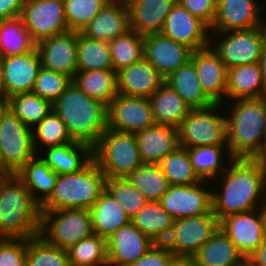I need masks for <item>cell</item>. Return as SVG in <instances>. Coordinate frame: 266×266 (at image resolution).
I'll list each match as a JSON object with an SVG mask.
<instances>
[{"instance_id":"6da1fadb","label":"cell","mask_w":266,"mask_h":266,"mask_svg":"<svg viewBox=\"0 0 266 266\" xmlns=\"http://www.w3.org/2000/svg\"><path fill=\"white\" fill-rule=\"evenodd\" d=\"M214 181L221 184L211 190L212 212L219 221L254 210L266 199V167L262 159L234 158Z\"/></svg>"},{"instance_id":"7a4b0ae2","label":"cell","mask_w":266,"mask_h":266,"mask_svg":"<svg viewBox=\"0 0 266 266\" xmlns=\"http://www.w3.org/2000/svg\"><path fill=\"white\" fill-rule=\"evenodd\" d=\"M229 102L225 119L231 156L261 159L266 153V97Z\"/></svg>"},{"instance_id":"3957f363","label":"cell","mask_w":266,"mask_h":266,"mask_svg":"<svg viewBox=\"0 0 266 266\" xmlns=\"http://www.w3.org/2000/svg\"><path fill=\"white\" fill-rule=\"evenodd\" d=\"M74 141L94 147L107 130V105L86 95L72 81L52 104Z\"/></svg>"},{"instance_id":"277c9868","label":"cell","mask_w":266,"mask_h":266,"mask_svg":"<svg viewBox=\"0 0 266 266\" xmlns=\"http://www.w3.org/2000/svg\"><path fill=\"white\" fill-rule=\"evenodd\" d=\"M41 206L14 174H0V238L40 235Z\"/></svg>"},{"instance_id":"5b68a950","label":"cell","mask_w":266,"mask_h":266,"mask_svg":"<svg viewBox=\"0 0 266 266\" xmlns=\"http://www.w3.org/2000/svg\"><path fill=\"white\" fill-rule=\"evenodd\" d=\"M105 180L94 159L80 171L58 175L54 191L41 211L90 209L105 190Z\"/></svg>"},{"instance_id":"8992f818","label":"cell","mask_w":266,"mask_h":266,"mask_svg":"<svg viewBox=\"0 0 266 266\" xmlns=\"http://www.w3.org/2000/svg\"><path fill=\"white\" fill-rule=\"evenodd\" d=\"M93 159L106 178H127L143 164L134 133L108 128L93 147Z\"/></svg>"},{"instance_id":"52a82bcc","label":"cell","mask_w":266,"mask_h":266,"mask_svg":"<svg viewBox=\"0 0 266 266\" xmlns=\"http://www.w3.org/2000/svg\"><path fill=\"white\" fill-rule=\"evenodd\" d=\"M222 106L225 105L215 103L208 108L191 109L177 128L179 146L187 149L200 146H227L226 113Z\"/></svg>"},{"instance_id":"ba28073f","label":"cell","mask_w":266,"mask_h":266,"mask_svg":"<svg viewBox=\"0 0 266 266\" xmlns=\"http://www.w3.org/2000/svg\"><path fill=\"white\" fill-rule=\"evenodd\" d=\"M40 235L51 245L68 250L93 234L90 209L41 211Z\"/></svg>"},{"instance_id":"9c48e42d","label":"cell","mask_w":266,"mask_h":266,"mask_svg":"<svg viewBox=\"0 0 266 266\" xmlns=\"http://www.w3.org/2000/svg\"><path fill=\"white\" fill-rule=\"evenodd\" d=\"M266 41V23L248 30L210 33V45L226 67L259 63Z\"/></svg>"},{"instance_id":"30bf717a","label":"cell","mask_w":266,"mask_h":266,"mask_svg":"<svg viewBox=\"0 0 266 266\" xmlns=\"http://www.w3.org/2000/svg\"><path fill=\"white\" fill-rule=\"evenodd\" d=\"M36 155L32 129L9 109L0 121V174H15Z\"/></svg>"},{"instance_id":"8fae6325","label":"cell","mask_w":266,"mask_h":266,"mask_svg":"<svg viewBox=\"0 0 266 266\" xmlns=\"http://www.w3.org/2000/svg\"><path fill=\"white\" fill-rule=\"evenodd\" d=\"M220 228L212 212L174 220L171 233L164 242L174 256L193 257Z\"/></svg>"},{"instance_id":"7c38bea8","label":"cell","mask_w":266,"mask_h":266,"mask_svg":"<svg viewBox=\"0 0 266 266\" xmlns=\"http://www.w3.org/2000/svg\"><path fill=\"white\" fill-rule=\"evenodd\" d=\"M20 17L36 43L69 31L64 0H26Z\"/></svg>"},{"instance_id":"4fadbf2b","label":"cell","mask_w":266,"mask_h":266,"mask_svg":"<svg viewBox=\"0 0 266 266\" xmlns=\"http://www.w3.org/2000/svg\"><path fill=\"white\" fill-rule=\"evenodd\" d=\"M155 124L149 98L117 94L107 105V128L136 133Z\"/></svg>"},{"instance_id":"5bb4252c","label":"cell","mask_w":266,"mask_h":266,"mask_svg":"<svg viewBox=\"0 0 266 266\" xmlns=\"http://www.w3.org/2000/svg\"><path fill=\"white\" fill-rule=\"evenodd\" d=\"M208 183L202 180L192 185H170L159 202L174 220L208 214L212 210Z\"/></svg>"},{"instance_id":"9a60e30c","label":"cell","mask_w":266,"mask_h":266,"mask_svg":"<svg viewBox=\"0 0 266 266\" xmlns=\"http://www.w3.org/2000/svg\"><path fill=\"white\" fill-rule=\"evenodd\" d=\"M258 1L217 0L216 15L209 32L248 30L264 25L265 6H259Z\"/></svg>"},{"instance_id":"2e32d148","label":"cell","mask_w":266,"mask_h":266,"mask_svg":"<svg viewBox=\"0 0 266 266\" xmlns=\"http://www.w3.org/2000/svg\"><path fill=\"white\" fill-rule=\"evenodd\" d=\"M160 33L187 46L192 51L210 45L209 27L178 1L168 13Z\"/></svg>"},{"instance_id":"e0dca14e","label":"cell","mask_w":266,"mask_h":266,"mask_svg":"<svg viewBox=\"0 0 266 266\" xmlns=\"http://www.w3.org/2000/svg\"><path fill=\"white\" fill-rule=\"evenodd\" d=\"M190 60L194 63L199 82L205 93L215 103L224 104L226 102L228 68L218 53L209 45L192 51Z\"/></svg>"},{"instance_id":"ac0fdd59","label":"cell","mask_w":266,"mask_h":266,"mask_svg":"<svg viewBox=\"0 0 266 266\" xmlns=\"http://www.w3.org/2000/svg\"><path fill=\"white\" fill-rule=\"evenodd\" d=\"M41 65L72 79L77 71V32L67 31L36 43Z\"/></svg>"},{"instance_id":"d6986e66","label":"cell","mask_w":266,"mask_h":266,"mask_svg":"<svg viewBox=\"0 0 266 266\" xmlns=\"http://www.w3.org/2000/svg\"><path fill=\"white\" fill-rule=\"evenodd\" d=\"M154 243L129 222L106 239L108 266H129L141 258Z\"/></svg>"},{"instance_id":"ffe728a7","label":"cell","mask_w":266,"mask_h":266,"mask_svg":"<svg viewBox=\"0 0 266 266\" xmlns=\"http://www.w3.org/2000/svg\"><path fill=\"white\" fill-rule=\"evenodd\" d=\"M220 229L247 259L265 238L258 208L220 220Z\"/></svg>"},{"instance_id":"44dd1931","label":"cell","mask_w":266,"mask_h":266,"mask_svg":"<svg viewBox=\"0 0 266 266\" xmlns=\"http://www.w3.org/2000/svg\"><path fill=\"white\" fill-rule=\"evenodd\" d=\"M192 50L162 33L144 36V58L166 79L180 66L186 64Z\"/></svg>"},{"instance_id":"7402d4cb","label":"cell","mask_w":266,"mask_h":266,"mask_svg":"<svg viewBox=\"0 0 266 266\" xmlns=\"http://www.w3.org/2000/svg\"><path fill=\"white\" fill-rule=\"evenodd\" d=\"M6 96L32 92L41 65L37 48L15 56L0 58Z\"/></svg>"},{"instance_id":"603a6c76","label":"cell","mask_w":266,"mask_h":266,"mask_svg":"<svg viewBox=\"0 0 266 266\" xmlns=\"http://www.w3.org/2000/svg\"><path fill=\"white\" fill-rule=\"evenodd\" d=\"M130 30L129 10L125 0L109 1L82 29L86 37L111 42Z\"/></svg>"},{"instance_id":"cb8c5ba5","label":"cell","mask_w":266,"mask_h":266,"mask_svg":"<svg viewBox=\"0 0 266 266\" xmlns=\"http://www.w3.org/2000/svg\"><path fill=\"white\" fill-rule=\"evenodd\" d=\"M119 94L149 98L165 78L145 58L116 72Z\"/></svg>"},{"instance_id":"d4e9b609","label":"cell","mask_w":266,"mask_h":266,"mask_svg":"<svg viewBox=\"0 0 266 266\" xmlns=\"http://www.w3.org/2000/svg\"><path fill=\"white\" fill-rule=\"evenodd\" d=\"M143 164H159L168 154L179 147L176 127L154 124L134 133Z\"/></svg>"},{"instance_id":"484cf974","label":"cell","mask_w":266,"mask_h":266,"mask_svg":"<svg viewBox=\"0 0 266 266\" xmlns=\"http://www.w3.org/2000/svg\"><path fill=\"white\" fill-rule=\"evenodd\" d=\"M130 30L140 35L160 33L165 19L177 0H125Z\"/></svg>"},{"instance_id":"4316f807","label":"cell","mask_w":266,"mask_h":266,"mask_svg":"<svg viewBox=\"0 0 266 266\" xmlns=\"http://www.w3.org/2000/svg\"><path fill=\"white\" fill-rule=\"evenodd\" d=\"M39 157L58 175L82 170L93 160V147L82 142H71L42 150Z\"/></svg>"},{"instance_id":"83f0119b","label":"cell","mask_w":266,"mask_h":266,"mask_svg":"<svg viewBox=\"0 0 266 266\" xmlns=\"http://www.w3.org/2000/svg\"><path fill=\"white\" fill-rule=\"evenodd\" d=\"M263 97H266V88L260 63L237 65L228 69L226 103Z\"/></svg>"},{"instance_id":"f1b7e54d","label":"cell","mask_w":266,"mask_h":266,"mask_svg":"<svg viewBox=\"0 0 266 266\" xmlns=\"http://www.w3.org/2000/svg\"><path fill=\"white\" fill-rule=\"evenodd\" d=\"M42 206L52 195L58 174L36 155L14 174Z\"/></svg>"},{"instance_id":"f546056e","label":"cell","mask_w":266,"mask_h":266,"mask_svg":"<svg viewBox=\"0 0 266 266\" xmlns=\"http://www.w3.org/2000/svg\"><path fill=\"white\" fill-rule=\"evenodd\" d=\"M165 82L191 109H204L215 104L202 89L194 63L191 60L171 73Z\"/></svg>"},{"instance_id":"4dcf8cb0","label":"cell","mask_w":266,"mask_h":266,"mask_svg":"<svg viewBox=\"0 0 266 266\" xmlns=\"http://www.w3.org/2000/svg\"><path fill=\"white\" fill-rule=\"evenodd\" d=\"M93 233L107 239L120 227L131 222L121 205L104 190L90 208Z\"/></svg>"},{"instance_id":"1f68e13d","label":"cell","mask_w":266,"mask_h":266,"mask_svg":"<svg viewBox=\"0 0 266 266\" xmlns=\"http://www.w3.org/2000/svg\"><path fill=\"white\" fill-rule=\"evenodd\" d=\"M199 266H245L246 259L219 228L193 256Z\"/></svg>"},{"instance_id":"d6a6232c","label":"cell","mask_w":266,"mask_h":266,"mask_svg":"<svg viewBox=\"0 0 266 266\" xmlns=\"http://www.w3.org/2000/svg\"><path fill=\"white\" fill-rule=\"evenodd\" d=\"M149 100L155 124L178 128L191 110L166 82L149 97Z\"/></svg>"},{"instance_id":"836d02e7","label":"cell","mask_w":266,"mask_h":266,"mask_svg":"<svg viewBox=\"0 0 266 266\" xmlns=\"http://www.w3.org/2000/svg\"><path fill=\"white\" fill-rule=\"evenodd\" d=\"M131 222L155 243H164L171 233L174 218L159 201H148Z\"/></svg>"},{"instance_id":"e575fe53","label":"cell","mask_w":266,"mask_h":266,"mask_svg":"<svg viewBox=\"0 0 266 266\" xmlns=\"http://www.w3.org/2000/svg\"><path fill=\"white\" fill-rule=\"evenodd\" d=\"M188 155L193 170L198 177L201 180L209 182H212V180L225 171L228 166V164L225 165V163L231 162L234 159L227 146H200L188 148Z\"/></svg>"},{"instance_id":"d590c367","label":"cell","mask_w":266,"mask_h":266,"mask_svg":"<svg viewBox=\"0 0 266 266\" xmlns=\"http://www.w3.org/2000/svg\"><path fill=\"white\" fill-rule=\"evenodd\" d=\"M72 81L86 95L106 105L118 94L116 72L113 69L76 71Z\"/></svg>"},{"instance_id":"8d00e7d4","label":"cell","mask_w":266,"mask_h":266,"mask_svg":"<svg viewBox=\"0 0 266 266\" xmlns=\"http://www.w3.org/2000/svg\"><path fill=\"white\" fill-rule=\"evenodd\" d=\"M35 48L36 42L20 16L0 20V58L28 53Z\"/></svg>"},{"instance_id":"74e56055","label":"cell","mask_w":266,"mask_h":266,"mask_svg":"<svg viewBox=\"0 0 266 266\" xmlns=\"http://www.w3.org/2000/svg\"><path fill=\"white\" fill-rule=\"evenodd\" d=\"M77 71L113 69L109 42L77 32Z\"/></svg>"},{"instance_id":"f35d334b","label":"cell","mask_w":266,"mask_h":266,"mask_svg":"<svg viewBox=\"0 0 266 266\" xmlns=\"http://www.w3.org/2000/svg\"><path fill=\"white\" fill-rule=\"evenodd\" d=\"M110 54L113 70L120 71L144 58V36L129 30L111 42Z\"/></svg>"},{"instance_id":"ab89813d","label":"cell","mask_w":266,"mask_h":266,"mask_svg":"<svg viewBox=\"0 0 266 266\" xmlns=\"http://www.w3.org/2000/svg\"><path fill=\"white\" fill-rule=\"evenodd\" d=\"M9 109L33 129L52 110V104L33 92H26L10 96Z\"/></svg>"},{"instance_id":"60d3db41","label":"cell","mask_w":266,"mask_h":266,"mask_svg":"<svg viewBox=\"0 0 266 266\" xmlns=\"http://www.w3.org/2000/svg\"><path fill=\"white\" fill-rule=\"evenodd\" d=\"M32 135L33 146L37 155L48 147L74 142L65 123L53 109L32 129Z\"/></svg>"},{"instance_id":"b9f144b4","label":"cell","mask_w":266,"mask_h":266,"mask_svg":"<svg viewBox=\"0 0 266 266\" xmlns=\"http://www.w3.org/2000/svg\"><path fill=\"white\" fill-rule=\"evenodd\" d=\"M67 255L71 266H108L106 239L94 233L71 246Z\"/></svg>"},{"instance_id":"7bdbcfd3","label":"cell","mask_w":266,"mask_h":266,"mask_svg":"<svg viewBox=\"0 0 266 266\" xmlns=\"http://www.w3.org/2000/svg\"><path fill=\"white\" fill-rule=\"evenodd\" d=\"M126 179H128L148 201H160L161 197L170 186L160 166L157 164H142Z\"/></svg>"},{"instance_id":"ee69618b","label":"cell","mask_w":266,"mask_h":266,"mask_svg":"<svg viewBox=\"0 0 266 266\" xmlns=\"http://www.w3.org/2000/svg\"><path fill=\"white\" fill-rule=\"evenodd\" d=\"M158 165L169 185H192L202 181L193 170L187 148L177 147Z\"/></svg>"},{"instance_id":"f6af8a7d","label":"cell","mask_w":266,"mask_h":266,"mask_svg":"<svg viewBox=\"0 0 266 266\" xmlns=\"http://www.w3.org/2000/svg\"><path fill=\"white\" fill-rule=\"evenodd\" d=\"M26 266H71L67 250L49 244L41 235L27 239Z\"/></svg>"},{"instance_id":"bcb514c9","label":"cell","mask_w":266,"mask_h":266,"mask_svg":"<svg viewBox=\"0 0 266 266\" xmlns=\"http://www.w3.org/2000/svg\"><path fill=\"white\" fill-rule=\"evenodd\" d=\"M105 190L121 205L132 218L147 202L126 178H106Z\"/></svg>"},{"instance_id":"7dc6e473","label":"cell","mask_w":266,"mask_h":266,"mask_svg":"<svg viewBox=\"0 0 266 266\" xmlns=\"http://www.w3.org/2000/svg\"><path fill=\"white\" fill-rule=\"evenodd\" d=\"M109 1L111 0H64L68 29L81 32Z\"/></svg>"},{"instance_id":"c3c4849f","label":"cell","mask_w":266,"mask_h":266,"mask_svg":"<svg viewBox=\"0 0 266 266\" xmlns=\"http://www.w3.org/2000/svg\"><path fill=\"white\" fill-rule=\"evenodd\" d=\"M71 82L70 76L41 67L32 92L53 104Z\"/></svg>"},{"instance_id":"681fc988","label":"cell","mask_w":266,"mask_h":266,"mask_svg":"<svg viewBox=\"0 0 266 266\" xmlns=\"http://www.w3.org/2000/svg\"><path fill=\"white\" fill-rule=\"evenodd\" d=\"M27 238H0V266H26Z\"/></svg>"},{"instance_id":"f907efd6","label":"cell","mask_w":266,"mask_h":266,"mask_svg":"<svg viewBox=\"0 0 266 266\" xmlns=\"http://www.w3.org/2000/svg\"><path fill=\"white\" fill-rule=\"evenodd\" d=\"M173 257L164 243H154L141 258L129 266H169Z\"/></svg>"},{"instance_id":"816d5d0a","label":"cell","mask_w":266,"mask_h":266,"mask_svg":"<svg viewBox=\"0 0 266 266\" xmlns=\"http://www.w3.org/2000/svg\"><path fill=\"white\" fill-rule=\"evenodd\" d=\"M193 16L203 21L209 28L211 27L215 15L217 0H177Z\"/></svg>"},{"instance_id":"f5cc1de1","label":"cell","mask_w":266,"mask_h":266,"mask_svg":"<svg viewBox=\"0 0 266 266\" xmlns=\"http://www.w3.org/2000/svg\"><path fill=\"white\" fill-rule=\"evenodd\" d=\"M26 0H0V20L19 17Z\"/></svg>"},{"instance_id":"db71d44e","label":"cell","mask_w":266,"mask_h":266,"mask_svg":"<svg viewBox=\"0 0 266 266\" xmlns=\"http://www.w3.org/2000/svg\"><path fill=\"white\" fill-rule=\"evenodd\" d=\"M247 266H266V237L260 246L246 259Z\"/></svg>"},{"instance_id":"11a10c76","label":"cell","mask_w":266,"mask_h":266,"mask_svg":"<svg viewBox=\"0 0 266 266\" xmlns=\"http://www.w3.org/2000/svg\"><path fill=\"white\" fill-rule=\"evenodd\" d=\"M169 266H199L194 257L174 256Z\"/></svg>"},{"instance_id":"9f6ffc18","label":"cell","mask_w":266,"mask_h":266,"mask_svg":"<svg viewBox=\"0 0 266 266\" xmlns=\"http://www.w3.org/2000/svg\"><path fill=\"white\" fill-rule=\"evenodd\" d=\"M260 66H261V71H262V75H263V81L265 84V88H266V41L263 45V49H262V54L260 57Z\"/></svg>"},{"instance_id":"6f0895ef","label":"cell","mask_w":266,"mask_h":266,"mask_svg":"<svg viewBox=\"0 0 266 266\" xmlns=\"http://www.w3.org/2000/svg\"><path fill=\"white\" fill-rule=\"evenodd\" d=\"M9 110V97L0 96V121Z\"/></svg>"},{"instance_id":"680465c9","label":"cell","mask_w":266,"mask_h":266,"mask_svg":"<svg viewBox=\"0 0 266 266\" xmlns=\"http://www.w3.org/2000/svg\"><path fill=\"white\" fill-rule=\"evenodd\" d=\"M258 212H259L261 220H262L263 232H264V235L266 237V199L259 206Z\"/></svg>"},{"instance_id":"91938a15","label":"cell","mask_w":266,"mask_h":266,"mask_svg":"<svg viewBox=\"0 0 266 266\" xmlns=\"http://www.w3.org/2000/svg\"><path fill=\"white\" fill-rule=\"evenodd\" d=\"M0 96H6V88L3 80V70L0 62Z\"/></svg>"},{"instance_id":"94428289","label":"cell","mask_w":266,"mask_h":266,"mask_svg":"<svg viewBox=\"0 0 266 266\" xmlns=\"http://www.w3.org/2000/svg\"><path fill=\"white\" fill-rule=\"evenodd\" d=\"M263 163L265 164V167H266V153L263 155V157L261 158Z\"/></svg>"}]
</instances>
